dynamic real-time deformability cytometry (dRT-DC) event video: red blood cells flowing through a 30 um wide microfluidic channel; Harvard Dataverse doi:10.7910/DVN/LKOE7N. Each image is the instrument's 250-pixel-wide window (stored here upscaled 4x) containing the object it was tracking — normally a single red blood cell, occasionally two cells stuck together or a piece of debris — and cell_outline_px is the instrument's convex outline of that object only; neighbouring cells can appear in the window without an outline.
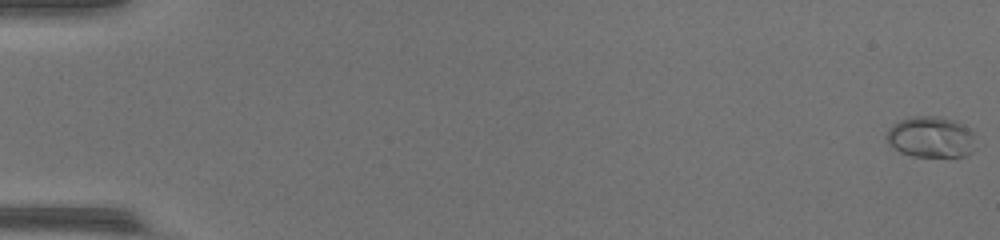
{"species": "common noctule bat (a hibernating species)", "species_latin": "Nyctalus noctula", "temperature_condition": "warm", "stored_images_in_passage": 31, "camera_frame_rate_fps": 3000, "um_per_image_px": 0.085, "animal": {"sex": "female", "body_mass_g": 17.0, "forearm_length_mm": 48.0}, "frame": {"image": 1, "passage_image": 1, "time_ms": 0.0, "image_size_px": [1000, 240], "cell_outline_px": [[976, 148], [972, 152], [964, 156], [912, 156], [900, 152], [888, 144], [884, 136], [888, 128], [892, 124], [900, 120], [912, 116], [944, 116], [956, 120], [968, 128], [976, 136]], "centroid_in_image_um": [79.13, 11.63], "position_along_channel_um": 5.9, "area_um2": 21.91}}
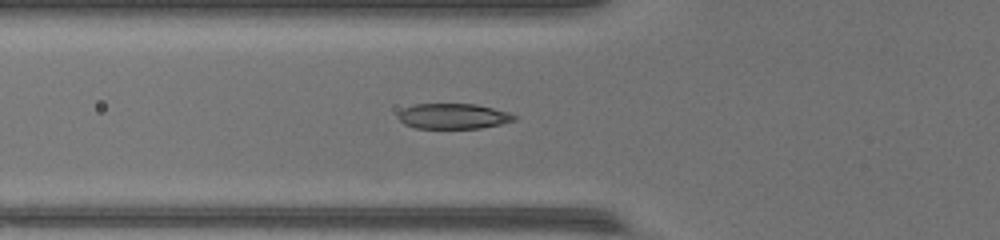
{"frame": {"image": 2, "passage_image": 21, "time_ms": 6.667, "image_size_px": [1000, 240], "cell_outline_px": [[520, 116], [516, 120], [500, 124], [480, 128], [416, 128], [404, 124], [396, 116], [404, 108], [416, 104], [476, 104], [508, 112]], "centroid_in_image_um": [38.55, 9.88], "position_along_channel_um": 87.2, "area_um2": 17.17}}
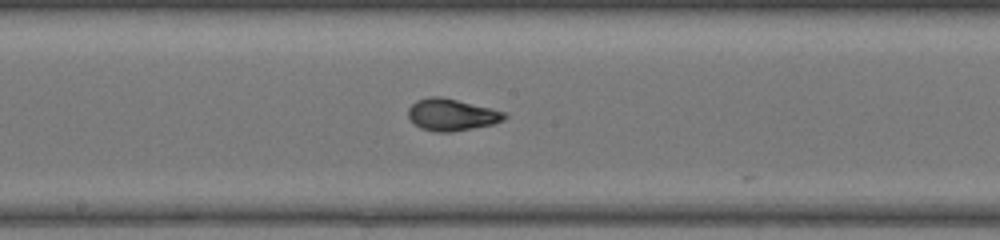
{"frame": {"image": 3, "passage_image": 30, "time_ms": 9.667, "image_size_px": [1000, 240], "cell_outline_px": [[508, 116], [504, 120], [492, 124], [452, 132], [436, 132], [420, 128], [408, 116], [408, 108], [416, 100], [428, 96], [440, 96], [492, 108], [504, 112]], "centroid_in_image_um": [38.38, 9.74], "position_along_channel_um": 209.8, "area_um2": 17.86}}